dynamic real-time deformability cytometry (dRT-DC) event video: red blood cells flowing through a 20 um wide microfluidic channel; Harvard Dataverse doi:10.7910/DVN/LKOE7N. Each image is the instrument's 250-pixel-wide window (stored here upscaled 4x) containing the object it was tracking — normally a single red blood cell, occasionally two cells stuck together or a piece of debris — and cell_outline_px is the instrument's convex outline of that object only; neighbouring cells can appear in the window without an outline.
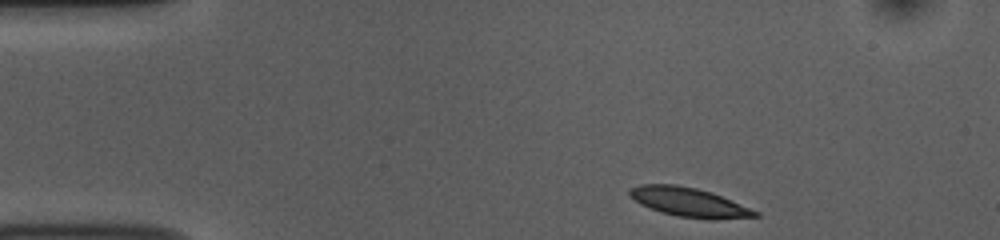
{"species": "common noctule bat (a hibernating species)", "species_latin": "Nyctalus noctula", "temperature_condition": "room temperature", "stored_images_in_passage": 46, "camera_frame_rate_fps": 3000, "um_per_image_px": 0.085, "animal": {"sex": "female", "body_mass_g": 10.0, "forearm_length_mm": 53.1}, "frame": {"image": 1, "passage_image": 1, "time_ms": 0.0, "image_size_px": [1000, 240], "cell_outline_px": [[760, 216], [712, 220], [708, 220], [676, 216], [660, 212], [640, 204], [628, 196], [628, 188], [640, 184], [676, 184], [696, 188], [712, 192], [760, 212]], "centroid_in_image_um": [58.54, 17.19], "position_along_channel_um": 26.5, "area_um2": 21.62}}
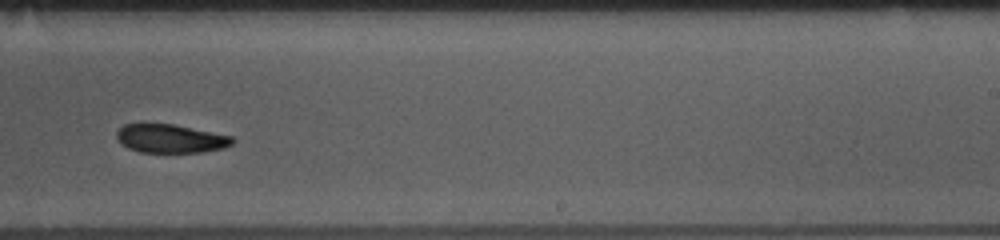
{"frame": {"image": 2, "passage_image": 26, "time_ms": 8.333, "image_size_px": [1000, 240], "cell_outline_px": [[236, 140], [232, 144], [224, 148], [204, 152], [140, 152], [128, 148], [116, 136], [116, 132], [124, 124], [140, 120], [172, 124], [232, 136]], "centroid_in_image_um": [14.46, 11.74], "position_along_channel_um": 274.5, "area_um2": 19.77}}
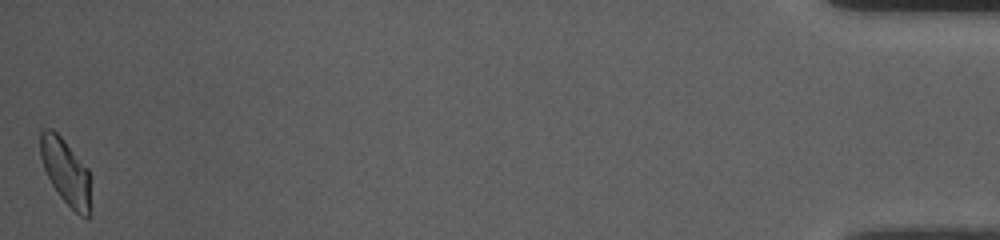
{"frame": {"image": 3, "passage_image": 46, "time_ms": 15.0, "image_size_px": [1000, 240], "cell_outline_px": [[88, 220], [80, 216], [60, 196], [52, 184], [44, 168], [40, 156], [40, 132], [44, 128], [52, 128], [64, 140], [88, 168]], "centroid_in_image_um": [5.54, 14.53], "position_along_channel_um": 429.7, "area_um2": 18.73}, "authors_computed_cell_mechanics": {"area_um2": 20.6635, "velocity_mm_per_s": 3.7221, "shape_relaxation_time_tau1_ms": 5.3841, "shape_relaxation_time_tau2_ms": null, "deformation_change_tau1": 0.1588, "deformation_change_tau2": null}}